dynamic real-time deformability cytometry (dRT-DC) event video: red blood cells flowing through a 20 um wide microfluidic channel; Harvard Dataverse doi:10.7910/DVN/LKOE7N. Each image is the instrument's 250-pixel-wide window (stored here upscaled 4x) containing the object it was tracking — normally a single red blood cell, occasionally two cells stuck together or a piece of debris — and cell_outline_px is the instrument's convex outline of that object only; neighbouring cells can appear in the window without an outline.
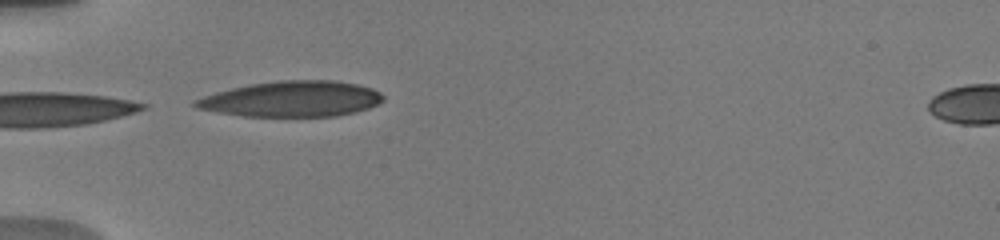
{"species": "human", "species_latin": "Homo sapiens", "temperature_condition": "warm", "stored_images_in_passage": 10, "camera_frame_rate_fps": 3000, "um_per_image_px": 0.085, "donor": {"sex": "male"}, "frame": {"image": 1, "passage_image": 1, "time_ms": 0.0, "image_size_px": [1000, 240], "cell_outline_px": [[384, 100], [368, 108], [336, 116], [244, 116], [216, 112], [196, 108], [192, 104], [192, 100], [216, 92], [232, 88], [252, 84], [280, 80], [336, 80], [356, 84], [372, 88], [380, 92], [384, 96]], "centroid_in_image_um": [24.78, 8.41], "position_along_channel_um": 60.2, "area_um2": 38.9}}